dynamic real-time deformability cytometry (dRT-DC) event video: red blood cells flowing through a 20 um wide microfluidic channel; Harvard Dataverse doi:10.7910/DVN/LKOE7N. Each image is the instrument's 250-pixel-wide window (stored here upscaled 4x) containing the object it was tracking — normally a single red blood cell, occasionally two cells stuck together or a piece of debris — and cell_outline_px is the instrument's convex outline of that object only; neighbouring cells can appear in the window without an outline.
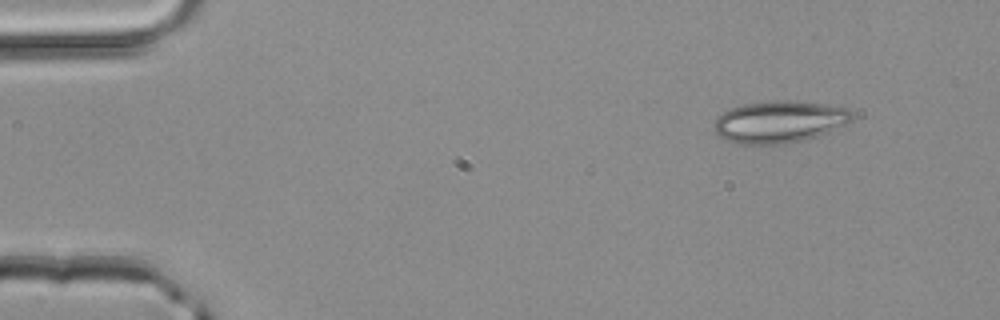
{"species": "common noctule bat (a hibernating species)", "species_latin": "Nyctalus noctula", "temperature_condition": "room temperature", "stored_images_in_passage": 3, "camera_frame_rate_fps": 3000, "um_per_image_px": 0.085, "animal": {"sex": "male", "body_mass_g": 20.4}, "frame": {"image": 1, "passage_image": 1, "time_ms": 0.0, "image_size_px": [1000, 320], "cell_outline_px": [[856, 116], [852, 120], [844, 124], [816, 136], [804, 140], [788, 144], [740, 144], [728, 140], [720, 136], [712, 128], [712, 124], [716, 116], [732, 108], [744, 104], [772, 100], [792, 100], [824, 104], [848, 108]], "centroid_in_image_um": [66.23, 10.34], "position_along_channel_um": 18.8, "area_um2": 33.87}}